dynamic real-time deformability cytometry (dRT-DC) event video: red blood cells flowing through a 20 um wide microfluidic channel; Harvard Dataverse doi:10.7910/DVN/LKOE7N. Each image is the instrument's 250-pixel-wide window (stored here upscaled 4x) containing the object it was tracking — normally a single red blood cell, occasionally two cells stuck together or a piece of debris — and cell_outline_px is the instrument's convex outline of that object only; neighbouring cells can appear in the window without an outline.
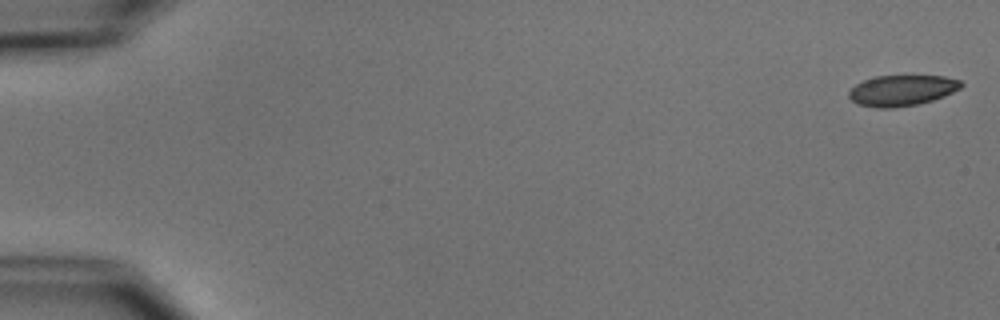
{"species": "common noctule bat (a hibernating species)", "species_latin": "Nyctalus noctula", "temperature_condition": "cold", "stored_images_in_passage": 54, "camera_frame_rate_fps": 3000, "um_per_image_px": 0.085, "animal": {"sex": "male", "body_mass_g": 15.6}, "frame": {"image": 1, "passage_image": 1, "time_ms": 0.0, "image_size_px": [1000, 320], "cell_outline_px": [[964, 84], [960, 88], [944, 96], [932, 100], [916, 104], [892, 108], [876, 108], [860, 104], [852, 100], [848, 96], [848, 92], [856, 84], [864, 80], [876, 76], [944, 76], [960, 80]], "centroid_in_image_um": [76.66, 7.68], "position_along_channel_um": 8.3, "area_um2": 19.94}}
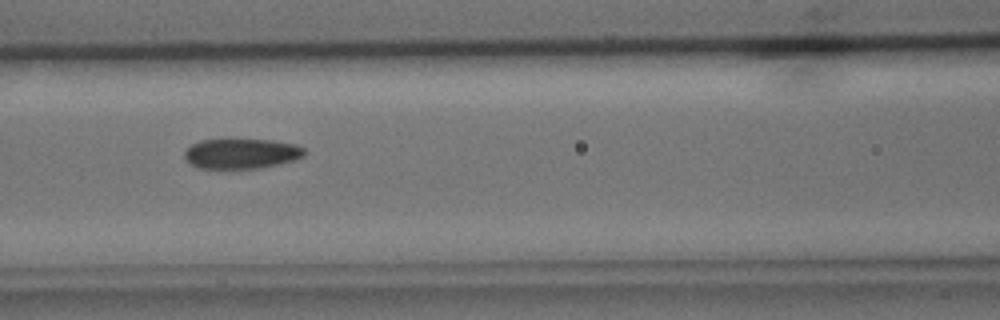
{"frame": {"image": 2, "passage_image": 24, "time_ms": 7.667, "image_size_px": [1000, 320], "cell_outline_px": [[308, 152], [304, 156], [292, 160], [276, 164], [256, 168], [200, 168], [192, 164], [184, 156], [184, 152], [192, 144], [200, 140], [272, 140], [296, 144], [304, 148]], "centroid_in_image_um": [20.55, 13.04], "position_along_channel_um": 146.1, "area_um2": 20.69}}
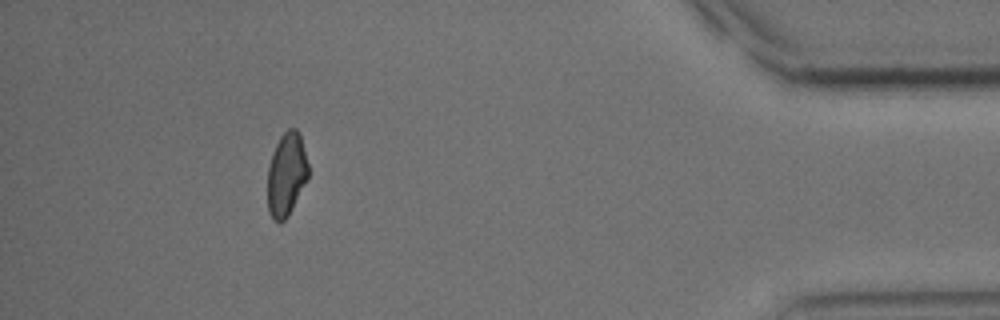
{"frame": {"image": 3, "passage_image": 49, "time_ms": 16.0, "image_size_px": [1000, 320], "cell_outline_px": [[308, 180], [288, 216], [280, 224], [272, 220], [268, 212], [268, 168], [272, 152], [280, 136], [288, 128], [296, 128], [300, 132], [308, 164]], "centroid_in_image_um": [24.35, 14.84], "position_along_channel_um": 410.8, "area_um2": 20.11}, "authors_computed_cell_mechanics": {"area_um2": 21.1837, "velocity_mm_per_s": 3.7797, "shape_relaxation_time_tau1_ms": 6.5255, "shape_relaxation_time_tau2_ms": 3.2841, "deformation_change_tau1": 0.1122, "deformation_change_tau2": 0.0766}}